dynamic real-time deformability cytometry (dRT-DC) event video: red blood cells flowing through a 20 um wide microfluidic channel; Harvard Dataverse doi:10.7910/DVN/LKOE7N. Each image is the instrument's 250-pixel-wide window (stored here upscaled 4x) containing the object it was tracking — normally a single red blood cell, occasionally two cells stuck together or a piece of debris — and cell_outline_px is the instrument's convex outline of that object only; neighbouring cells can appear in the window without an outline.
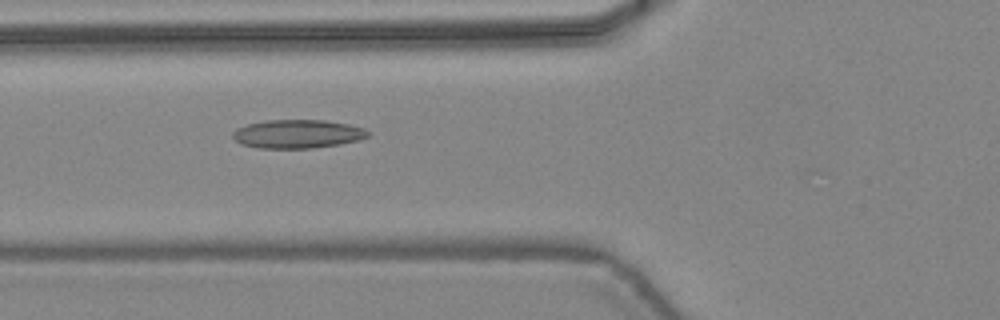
{"species": "common noctule bat (a hibernating species)", "species_latin": "Nyctalus noctula", "temperature_condition": "warm", "stored_images_in_passage": 33, "camera_frame_rate_fps": 3000, "um_per_image_px": 0.085, "animal": {"sex": "female", "body_mass_g": 24.6, "forearm_length_mm": 56.2}, "frame": {"image": 1, "passage_image": 5, "time_ms": 1.333, "image_size_px": [1000, 320], "cell_outline_px": [[368, 136], [360, 140], [340, 144], [312, 148], [256, 148], [240, 144], [232, 136], [232, 132], [236, 128], [248, 124], [268, 120], [324, 120], [348, 124], [364, 128], [368, 132]], "centroid_in_image_um": [25.27, 11.39], "position_along_channel_um": 100.5, "area_um2": 22.54}}
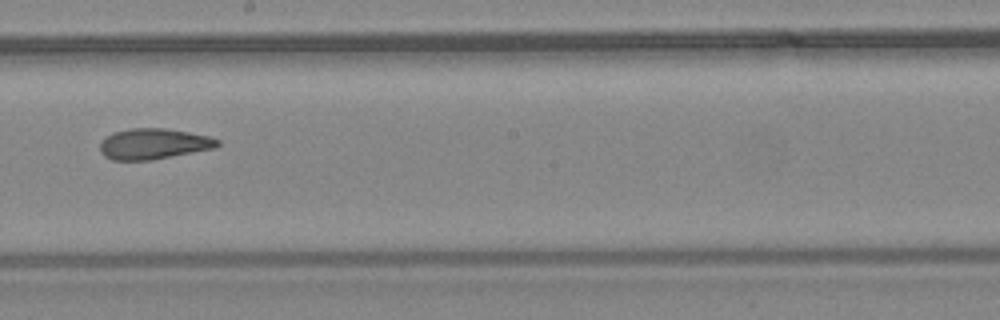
{"frame": {"image": 2, "passage_image": 14, "time_ms": 4.333, "image_size_px": [1000, 320], "cell_outline_px": [[220, 144], [216, 148], [152, 160], [112, 160], [104, 156], [100, 152], [100, 140], [112, 132], [128, 128], [164, 128], [188, 132], [208, 136], [220, 140]], "centroid_in_image_um": [13.03, 12.23], "position_along_channel_um": 235.2, "area_um2": 21.27}}
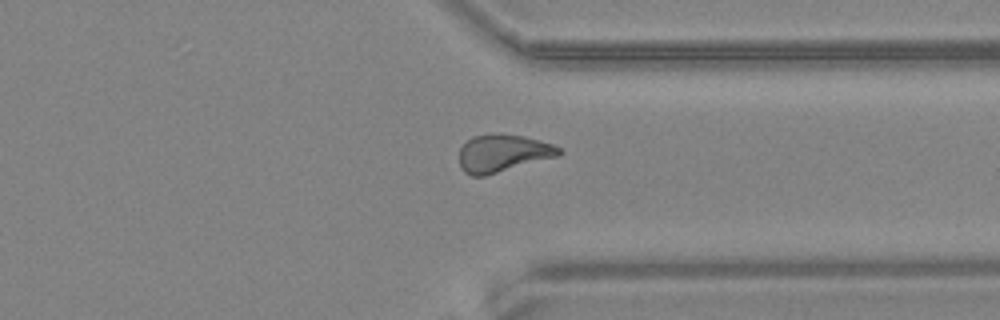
{"frame": {"image": 3, "passage_image": 23, "time_ms": 7.333, "image_size_px": [1000, 320], "cell_outline_px": [[564, 152], [560, 156], [484, 176], [472, 176], [464, 172], [460, 168], [460, 148], [472, 136], [524, 136], [552, 144], [560, 148]], "centroid_in_image_um": [42.77, 13.07], "position_along_channel_um": 368.6, "area_um2": 21.33}, "authors_computed_cell_mechanics": {"area_um2": 21.3282, "velocity_mm_per_s": 4.4718, "shape_relaxation_time_tau1_ms": 10.8908, "shape_relaxation_time_tau2_ms": 2.6747, "deformation_change_tau1": 0.2447, "deformation_change_tau2": 0.0936}}